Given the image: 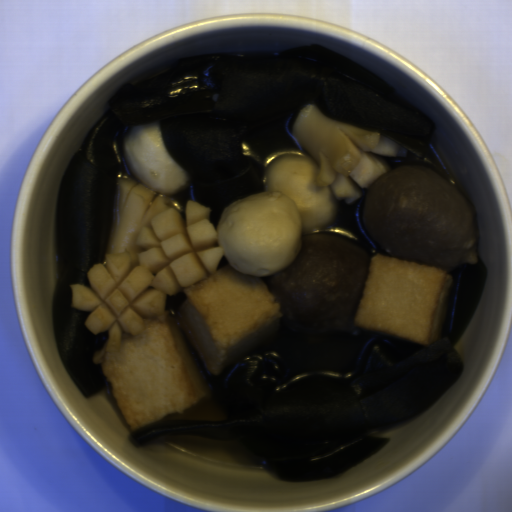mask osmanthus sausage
Wrapping results in <instances>:
<instances>
[{
    "label": "osmanthus sausage",
    "instance_id": "osmanthus-sausage-2",
    "mask_svg": "<svg viewBox=\"0 0 512 512\" xmlns=\"http://www.w3.org/2000/svg\"><path fill=\"white\" fill-rule=\"evenodd\" d=\"M294 140L317 165V185L352 204L363 188L390 172L388 156H407L406 147L384 134L359 129L321 112L315 104L300 108L293 124Z\"/></svg>",
    "mask_w": 512,
    "mask_h": 512
},
{
    "label": "osmanthus sausage",
    "instance_id": "osmanthus-sausage-1",
    "mask_svg": "<svg viewBox=\"0 0 512 512\" xmlns=\"http://www.w3.org/2000/svg\"><path fill=\"white\" fill-rule=\"evenodd\" d=\"M118 177L115 219L103 262L86 275L89 286L70 284L71 307L90 311L84 325L108 331L106 351L117 353L121 335L138 336L144 320L167 310L166 297L217 272L222 250L210 208L193 200L184 213L165 195Z\"/></svg>",
    "mask_w": 512,
    "mask_h": 512
}]
</instances>
